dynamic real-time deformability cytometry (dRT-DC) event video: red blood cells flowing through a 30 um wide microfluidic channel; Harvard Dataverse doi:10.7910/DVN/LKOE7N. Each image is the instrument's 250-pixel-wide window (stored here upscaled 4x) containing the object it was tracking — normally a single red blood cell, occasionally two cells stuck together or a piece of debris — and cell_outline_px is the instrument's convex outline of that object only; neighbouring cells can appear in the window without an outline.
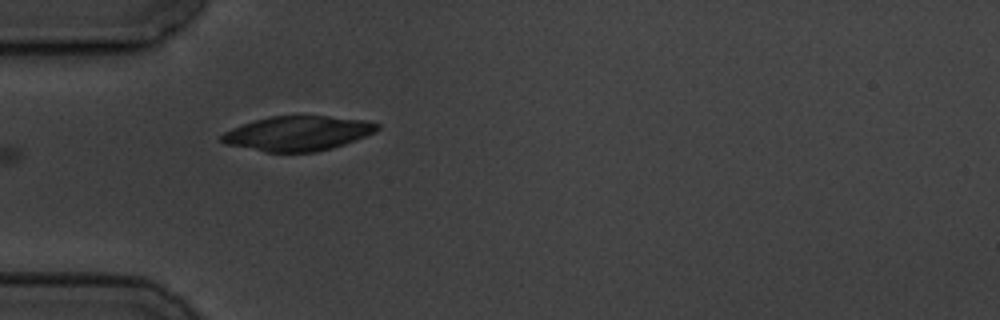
{"species": "common noctule bat (a hibernating species)", "species_latin": "Nyctalus noctula", "temperature_condition": "cold", "stored_images_in_passage": 9, "camera_frame_rate_fps": 3000, "um_per_image_px": 0.085, "animal": {"sex": "male", "body_mass_g": 19.5, "forearm_length_mm": 54.6}, "frame": {"image": 1, "passage_image": 6, "time_ms": 6.0, "image_size_px": [1000, 320], "cell_outline_px": [[380, 128], [376, 132], [356, 140], [332, 148], [316, 152], [264, 152], [224, 144], [220, 140], [220, 136], [224, 132], [232, 128], [268, 116], [328, 116], [364, 120], [380, 124]], "centroid_in_image_um": [25.31, 11.34], "position_along_channel_um": 59.7, "area_um2": 31.5}}